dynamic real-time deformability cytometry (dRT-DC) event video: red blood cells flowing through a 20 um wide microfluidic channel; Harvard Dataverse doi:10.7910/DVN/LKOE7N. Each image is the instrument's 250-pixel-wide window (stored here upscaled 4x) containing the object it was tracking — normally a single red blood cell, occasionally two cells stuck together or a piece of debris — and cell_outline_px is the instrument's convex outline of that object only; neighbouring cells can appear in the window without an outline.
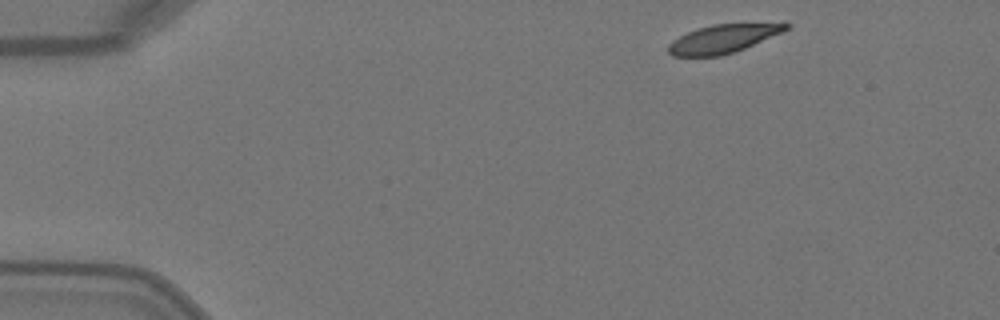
{"species": "Egyptian fruit bat (a non-hibernating species)", "species_latin": "Rousettus aegyptiacus", "temperature_condition": "warm", "stored_images_in_passage": 3, "camera_frame_rate_fps": 3000, "um_per_image_px": 0.085, "animal": {"sex": "female"}, "frame": {"image": 1, "passage_image": 1, "time_ms": 0.0, "image_size_px": [1000, 320], "cell_outline_px": [[792, 24], [784, 32], [736, 52], [720, 56], [672, 56], [668, 52], [668, 44], [672, 40], [696, 28], [712, 24], [788, 20]], "centroid_in_image_um": [61.62, 3.23], "position_along_channel_um": 23.4, "area_um2": 20.58}}
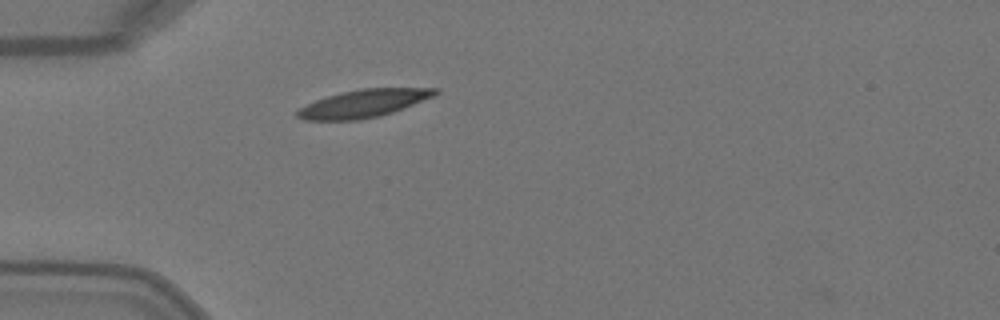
{"frame": {"image": 2, "passage_image": 3, "time_ms": 0.667, "image_size_px": [1000, 320], "cell_outline_px": [[440, 92], [432, 96], [392, 112], [380, 116], [360, 120], [304, 120], [296, 116], [296, 112], [300, 108], [316, 100], [328, 96], [360, 88], [440, 88]], "centroid_in_image_um": [30.89, 8.8], "position_along_channel_um": 54.1, "area_um2": 21.96}}